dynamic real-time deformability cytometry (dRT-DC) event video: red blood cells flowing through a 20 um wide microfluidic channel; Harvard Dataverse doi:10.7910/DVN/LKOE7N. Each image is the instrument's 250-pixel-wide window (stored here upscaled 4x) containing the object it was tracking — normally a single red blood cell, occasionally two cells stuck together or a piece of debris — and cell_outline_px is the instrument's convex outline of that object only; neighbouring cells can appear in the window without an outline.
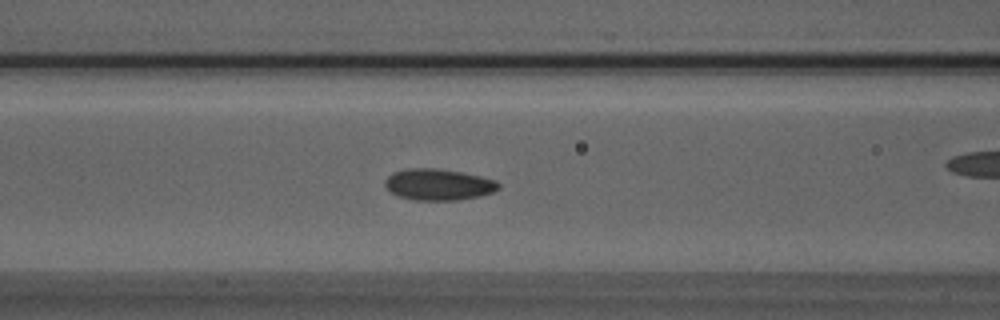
{"species": "Egyptian fruit bat (a non-hibernating species)", "species_latin": "Rousettus aegyptiacus", "temperature_condition": "room temperature", "stored_images_in_passage": 46, "camera_frame_rate_fps": 3000, "um_per_image_px": 0.085, "animal": {"sex": "male"}, "frame": {"image": 1, "passage_image": 14, "time_ms": 4.333, "image_size_px": [1000, 320], "cell_outline_px": [[500, 188], [492, 192], [480, 196], [456, 200], [412, 200], [400, 196], [392, 192], [384, 184], [384, 180], [392, 172], [408, 168], [436, 168], [460, 172], [480, 176], [496, 180], [500, 184]], "centroid_in_image_um": [37.27, 15.68], "position_along_channel_um": 129.3, "area_um2": 20.69}}
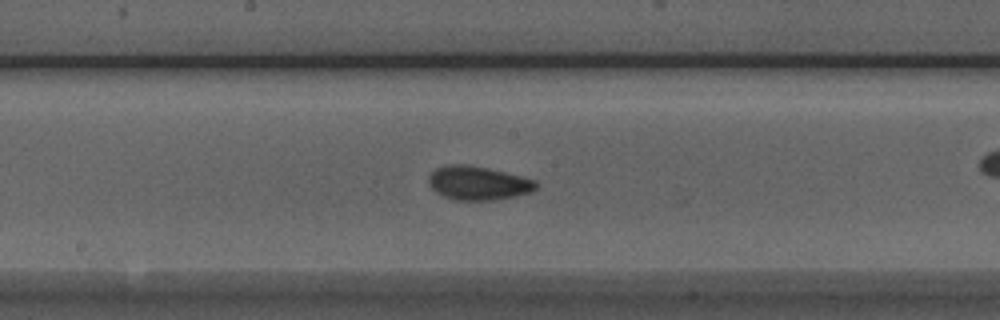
{"frame": {"image": 2, "passage_image": 20, "time_ms": 6.333, "image_size_px": [1000, 320], "cell_outline_px": [[540, 184], [532, 192], [516, 196], [488, 200], [452, 200], [436, 192], [428, 184], [428, 176], [436, 168], [448, 164], [468, 164], [488, 168], [536, 180]], "centroid_in_image_um": [40.63, 15.55], "position_along_channel_um": 207.6, "area_um2": 21.27}, "authors_computed_cell_mechanics": {"area_um2": 20.2589, "velocity_mm_per_s": 3.9156, "shape_relaxation_time_tau1_ms": 3.592, "shape_relaxation_time_tau2_ms": 1.3481, "deformation_change_tau1": 0.0976, "deformation_change_tau2": 0.0672}}